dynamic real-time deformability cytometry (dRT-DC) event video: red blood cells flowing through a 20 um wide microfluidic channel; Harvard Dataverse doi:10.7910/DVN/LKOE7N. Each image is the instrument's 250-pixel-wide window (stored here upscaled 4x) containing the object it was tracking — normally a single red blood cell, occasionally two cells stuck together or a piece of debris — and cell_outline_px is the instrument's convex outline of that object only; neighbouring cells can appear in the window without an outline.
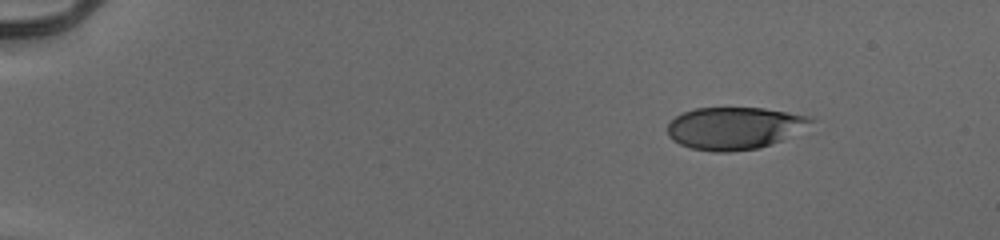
{"species": "human", "species_latin": "Homo sapiens", "temperature_condition": "cold", "stored_images_in_passage": 48, "camera_frame_rate_fps": 3000, "um_per_image_px": 0.085, "donor": {"sex": "male"}, "frame": {"image": 1, "passage_image": 1, "time_ms": 0.0, "image_size_px": [1000, 240], "cell_outline_px": [[816, 120], [780, 140], [760, 148], [728, 152], [712, 152], [692, 148], [680, 144], [672, 140], [668, 136], [668, 124], [676, 116], [684, 112], [696, 108], [764, 108], [788, 112], [808, 116]], "centroid_in_image_um": [62.37, 10.89], "position_along_channel_um": 22.6, "area_um2": 34.91}}
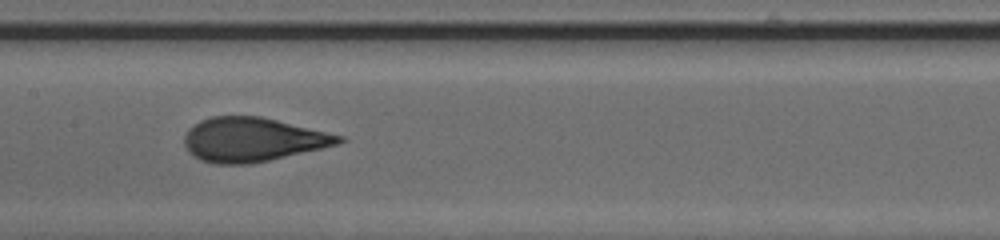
{"frame": {"image": 2, "passage_image": 23, "time_ms": 7.333, "image_size_px": [1000, 240], "cell_outline_px": [[344, 140], [336, 144], [320, 148], [268, 160], [248, 164], [212, 164], [200, 160], [192, 156], [188, 152], [184, 144], [184, 136], [188, 128], [200, 120], [212, 116], [260, 116], [344, 136]], "centroid_in_image_um": [21.38, 11.86], "position_along_channel_um": 186.0, "area_um2": 39.42}}
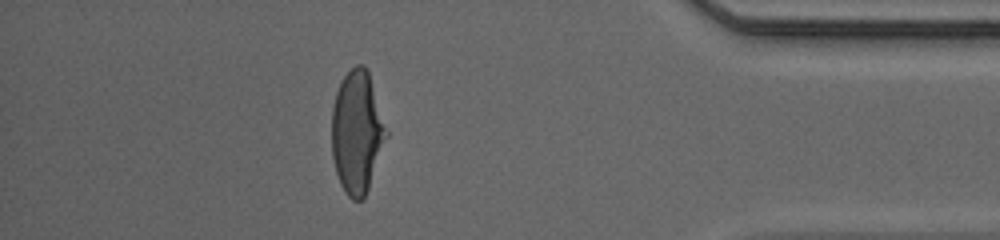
{"frame": {"image": 3, "passage_image": 42, "time_ms": 13.667, "image_size_px": [1000, 240], "cell_outline_px": [[388, 136], [364, 200], [352, 200], [344, 192], [340, 184], [336, 172], [332, 156], [332, 108], [336, 92], [344, 76], [356, 64], [364, 64], [368, 72], [388, 132]], "centroid_in_image_um": [30.34, 11.27], "position_along_channel_um": 404.9, "area_um2": 38.9}, "authors_computed_cell_mechanics": {"area_um2": 39.0439, "velocity_mm_per_s": 3.956, "shape_relaxation_time_tau1_ms": 5.1449, "shape_relaxation_time_tau2_ms": null, "deformation_change_tau1": 0.2142, "deformation_change_tau2": null}}